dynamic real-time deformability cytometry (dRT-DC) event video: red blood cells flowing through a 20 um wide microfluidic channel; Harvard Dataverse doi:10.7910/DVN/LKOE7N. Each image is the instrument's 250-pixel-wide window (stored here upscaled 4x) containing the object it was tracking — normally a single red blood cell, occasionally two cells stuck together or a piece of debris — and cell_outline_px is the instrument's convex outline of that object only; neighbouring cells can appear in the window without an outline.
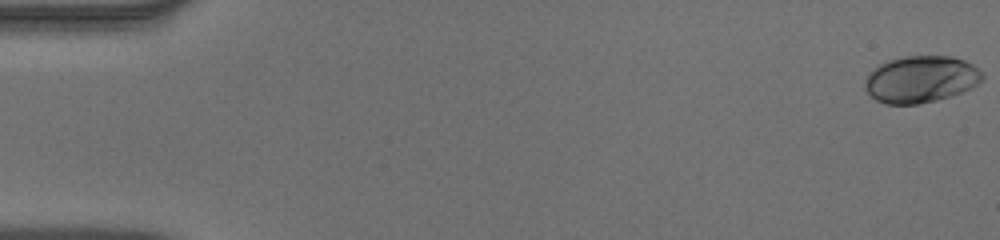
{"species": "human", "species_latin": "Homo sapiens", "temperature_condition": "warm", "stored_images_in_passage": 53, "camera_frame_rate_fps": 3000, "um_per_image_px": 0.085, "donor": {"sex": "male"}, "frame": {"image": 1, "passage_image": 1, "time_ms": 0.0, "image_size_px": [1000, 240], "cell_outline_px": [[984, 76], [976, 84], [960, 92], [936, 100], [916, 104], [884, 104], [876, 100], [864, 88], [864, 80], [868, 72], [880, 64], [888, 60], [904, 56], [952, 56], [964, 60], [972, 64]], "centroid_in_image_um": [78.2, 6.73], "position_along_channel_um": 6.8, "area_um2": 31.79}}
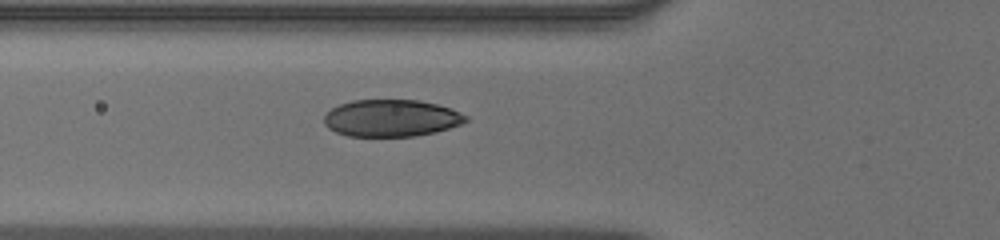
{"frame": {"image": 2, "passage_image": 20, "time_ms": 6.333, "image_size_px": [1000, 240], "cell_outline_px": [[468, 120], [460, 124], [436, 132], [416, 136], [348, 136], [336, 132], [328, 128], [324, 124], [324, 116], [332, 108], [340, 104], [352, 100], [420, 100], [452, 108], [468, 116]], "centroid_in_image_um": [33.27, 10.04], "position_along_channel_um": 92.5, "area_um2": 30.63}}
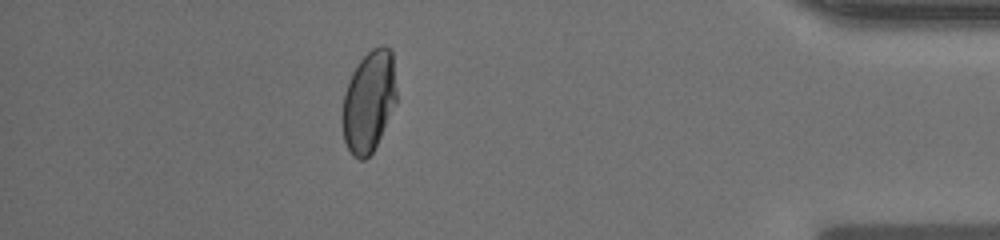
{"frame": {"image": 3, "passage_image": 47, "time_ms": 15.333, "image_size_px": [1000, 240], "cell_outline_px": [[396, 104], [372, 152], [364, 160], [360, 160], [352, 156], [344, 140], [340, 116], [344, 92], [348, 80], [352, 72], [360, 60], [372, 48], [380, 44], [384, 44], [392, 48], [396, 88]], "centroid_in_image_um": [31.33, 8.59], "position_along_channel_um": 403.9, "area_um2": 32.48}, "authors_computed_cell_mechanics": {"area_um2": 31.6166, "velocity_mm_per_s": 3.9399, "shape_relaxation_time_tau1_ms": 3.8404, "shape_relaxation_time_tau2_ms": null, "deformation_change_tau1": 0.1611, "deformation_change_tau2": null}}